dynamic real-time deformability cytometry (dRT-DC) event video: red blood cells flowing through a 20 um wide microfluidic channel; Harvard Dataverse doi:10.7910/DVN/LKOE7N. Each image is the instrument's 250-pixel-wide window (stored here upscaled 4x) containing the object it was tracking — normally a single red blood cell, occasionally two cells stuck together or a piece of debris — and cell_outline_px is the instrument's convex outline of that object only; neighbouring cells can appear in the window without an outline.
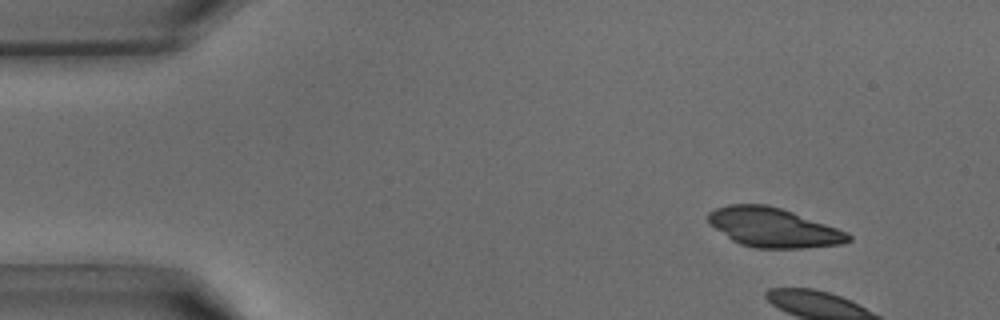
{"species": "common noctule bat (a hibernating species)", "species_latin": "Nyctalus noctula", "temperature_condition": "warm", "stored_images_in_passage": 6, "camera_frame_rate_fps": 3000, "um_per_image_px": 0.085, "animal": {"sex": "male", "body_mass_g": 15.6}, "frame": {"image": 1, "passage_image": 4, "time_ms": 1.0, "image_size_px": [1000, 320], "cell_outline_px": [[852, 240], [840, 244], [804, 248], [756, 248], [740, 244], [732, 240], [716, 228], [708, 220], [708, 212], [716, 208], [728, 204], [768, 204], [792, 212], [848, 232], [852, 236]], "centroid_in_image_um": [65.75, 19.34], "position_along_channel_um": 19.3, "area_um2": 31.79}}